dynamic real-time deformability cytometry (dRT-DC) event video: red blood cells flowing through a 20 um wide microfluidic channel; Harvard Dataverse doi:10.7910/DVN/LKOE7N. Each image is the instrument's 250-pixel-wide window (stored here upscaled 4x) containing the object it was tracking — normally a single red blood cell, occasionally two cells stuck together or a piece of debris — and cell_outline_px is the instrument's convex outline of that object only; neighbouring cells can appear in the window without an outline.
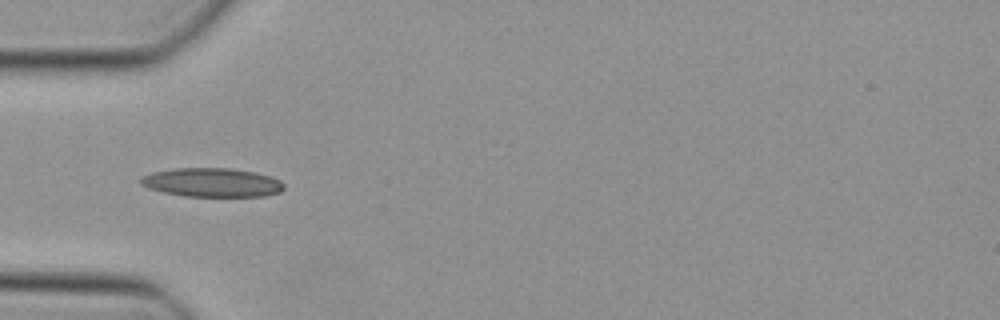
{"species": "Egyptian fruit bat (a non-hibernating species)", "species_latin": "Rousettus aegyptiacus", "temperature_condition": "cold", "stored_images_in_passage": 34, "camera_frame_rate_fps": 3000, "um_per_image_px": 0.085, "animal": {"sex": "female"}, "frame": {"image": 1, "passage_image": 2, "time_ms": 0.333, "image_size_px": [1000, 320], "cell_outline_px": [[284, 188], [280, 192], [264, 196], [184, 196], [164, 192], [148, 188], [140, 184], [140, 176], [152, 172], [176, 168], [228, 168], [252, 172], [268, 176], [280, 180], [284, 184]], "centroid_in_image_um": [17.98, 15.51], "position_along_channel_um": 67.0, "area_um2": 23.99}}
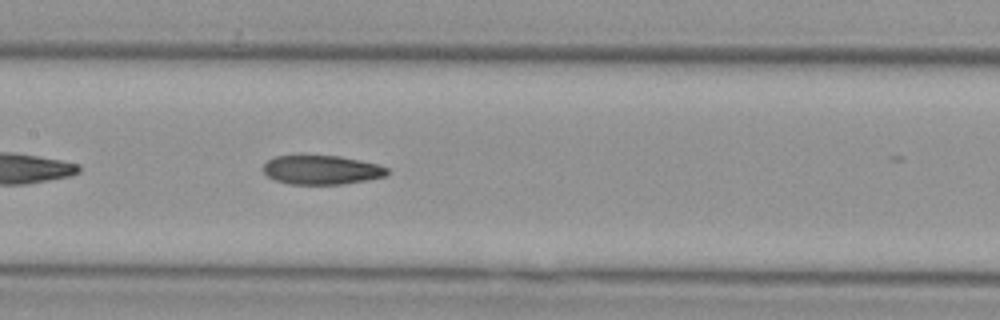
{"frame": {"image": 2, "passage_image": 10, "time_ms": 3.0, "image_size_px": [1000, 320], "cell_outline_px": [[388, 172], [384, 176], [368, 180], [344, 184], [288, 184], [276, 180], [268, 176], [264, 172], [264, 164], [268, 160], [276, 156], [296, 152], [300, 152], [340, 156], [360, 160], [376, 164], [388, 168]], "centroid_in_image_um": [27.28, 14.39], "position_along_channel_um": 180.1, "area_um2": 21.79}}
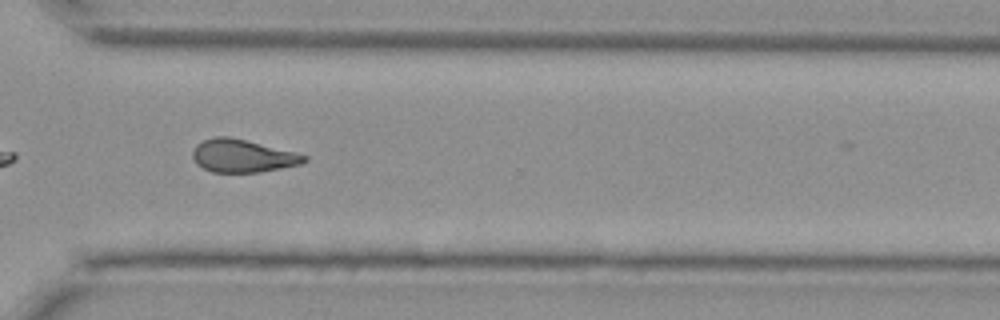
{"frame": {"image": 3, "passage_image": 22, "time_ms": 7.0, "image_size_px": [1000, 320], "cell_outline_px": [[308, 160], [300, 164], [260, 172], [212, 172], [196, 164], [192, 156], [192, 152], [196, 144], [204, 140], [216, 136], [228, 136], [296, 152], [308, 156]], "centroid_in_image_um": [20.61, 13.25], "position_along_channel_um": 350.0, "area_um2": 21.27}}